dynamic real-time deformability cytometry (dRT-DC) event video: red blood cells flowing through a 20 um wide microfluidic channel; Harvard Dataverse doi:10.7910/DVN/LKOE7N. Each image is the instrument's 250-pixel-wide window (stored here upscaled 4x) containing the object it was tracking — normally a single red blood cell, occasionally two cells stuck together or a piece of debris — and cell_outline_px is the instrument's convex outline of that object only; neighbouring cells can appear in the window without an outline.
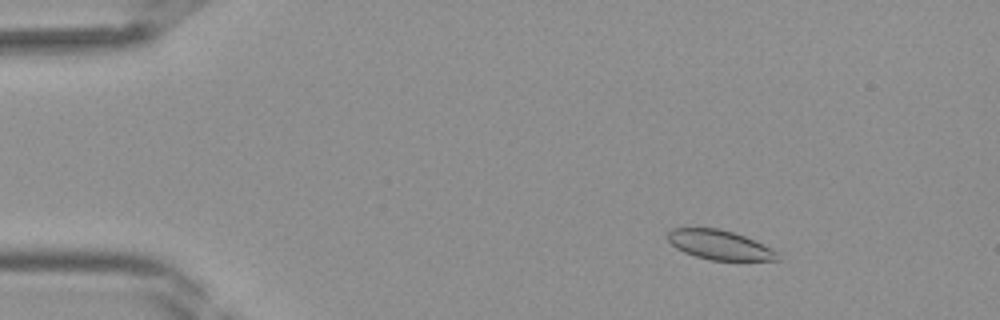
{"species": "Egyptian fruit bat (a non-hibernating species)", "species_latin": "Rousettus aegyptiacus", "temperature_condition": "room temperature", "stored_images_in_passage": 36, "camera_frame_rate_fps": 3000, "um_per_image_px": 0.085, "frame": {"image": 1, "passage_image": 1, "time_ms": 0.0, "image_size_px": [1000, 320], "cell_outline_px": [[780, 260], [712, 260], [696, 256], [684, 252], [676, 248], [668, 240], [668, 232], [672, 228], [720, 228], [744, 236], [772, 248], [776, 252]], "centroid_in_image_um": [61.15, 20.81], "position_along_channel_um": 23.9, "area_um2": 18.61}}
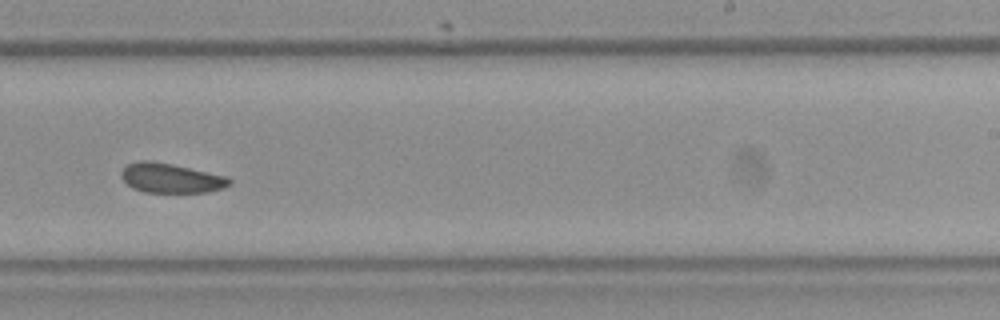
{"frame": {"image": 2, "passage_image": 21, "time_ms": 6.667, "image_size_px": [1000, 320], "cell_outline_px": [[232, 184], [224, 188], [208, 192], [144, 192], [132, 188], [120, 176], [120, 172], [128, 164], [136, 160], [152, 160], [172, 164], [228, 176], [232, 180]], "centroid_in_image_um": [14.55, 15.13], "position_along_channel_um": 274.5, "area_um2": 18.84}}
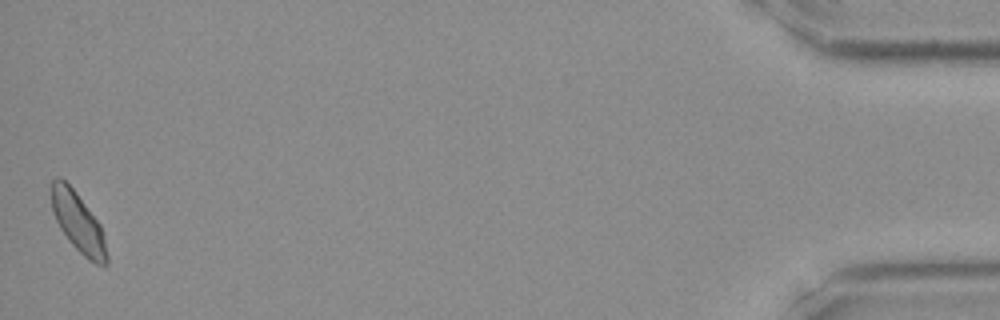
{"frame": {"image": 3, "passage_image": 36, "time_ms": 11.667, "image_size_px": [1000, 320], "cell_outline_px": [[108, 264], [104, 268], [88, 260], [68, 240], [60, 228], [52, 212], [52, 180], [56, 176], [60, 176], [76, 192], [100, 224], [104, 236], [108, 256]], "centroid_in_image_um": [6.66, 18.95], "position_along_channel_um": 428.5, "area_um2": 19.25}}